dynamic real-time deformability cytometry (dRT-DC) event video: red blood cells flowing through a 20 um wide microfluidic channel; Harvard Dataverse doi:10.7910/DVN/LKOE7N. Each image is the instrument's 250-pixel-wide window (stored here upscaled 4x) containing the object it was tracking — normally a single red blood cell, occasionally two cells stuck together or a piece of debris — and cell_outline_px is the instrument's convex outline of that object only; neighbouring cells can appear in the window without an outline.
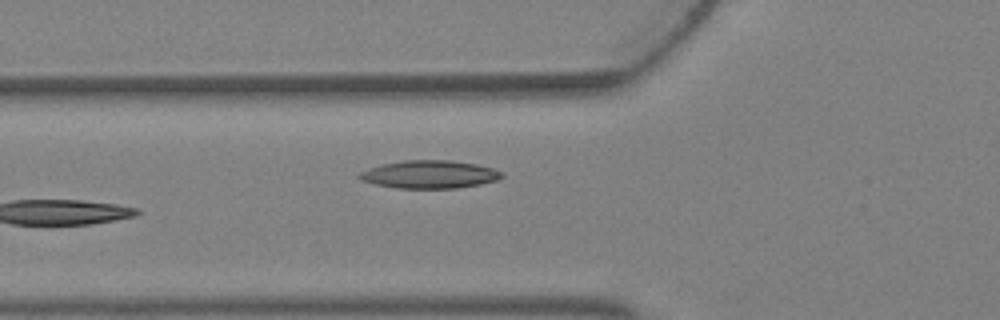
{"species": "Egyptian fruit bat (a non-hibernating species)", "species_latin": "Rousettus aegyptiacus", "temperature_condition": "warm", "stored_images_in_passage": 2, "camera_frame_rate_fps": 3000, "um_per_image_px": 0.085, "animal": {"sex": "female"}, "frame": {"image": 1, "passage_image": 2, "time_ms": 0.333, "image_size_px": [1000, 320], "cell_outline_px": [[504, 176], [496, 180], [480, 184], [456, 188], [396, 188], [376, 184], [360, 180], [356, 176], [360, 172], [368, 168], [380, 164], [404, 160], [452, 160], [476, 164], [492, 168], [500, 172]], "centroid_in_image_um": [36.46, 14.82], "position_along_channel_um": 89.3, "area_um2": 23.18}}